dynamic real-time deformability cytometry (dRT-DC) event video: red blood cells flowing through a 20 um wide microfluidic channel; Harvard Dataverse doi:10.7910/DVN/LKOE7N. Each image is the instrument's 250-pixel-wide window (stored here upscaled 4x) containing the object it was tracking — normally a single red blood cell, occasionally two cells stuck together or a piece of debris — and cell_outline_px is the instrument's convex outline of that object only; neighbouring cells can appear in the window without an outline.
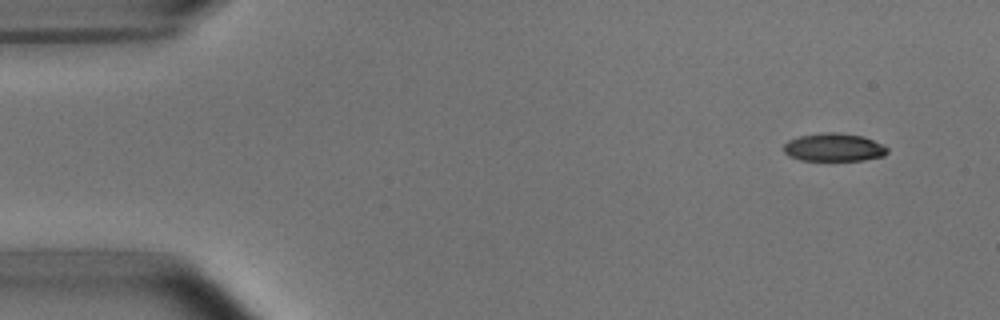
{"species": "common noctule bat (a hibernating species)", "species_latin": "Nyctalus noctula", "temperature_condition": "room temperature", "stored_images_in_passage": 5, "camera_frame_rate_fps": 3000, "um_per_image_px": 0.085, "animal": {"sex": "male", "body_mass_g": 15.6}, "frame": {"image": 1, "passage_image": 1, "time_ms": 0.0, "image_size_px": [1000, 320], "cell_outline_px": [[888, 152], [884, 156], [864, 160], [800, 160], [788, 156], [784, 152], [784, 144], [788, 140], [800, 136], [820, 132], [840, 132], [864, 136], [884, 144], [888, 148]], "centroid_in_image_um": [70.9, 12.51], "position_along_channel_um": 14.1, "area_um2": 17.22}}
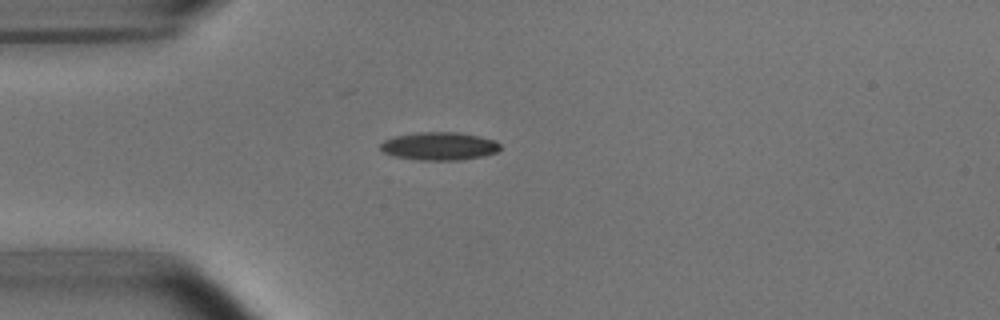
{"frame": {"image": 2, "passage_image": 4, "time_ms": 3.333, "image_size_px": [1000, 320], "cell_outline_px": [[500, 148], [496, 152], [484, 156], [460, 160], [420, 160], [396, 156], [384, 152], [380, 148], [380, 144], [384, 140], [392, 136], [416, 132], [460, 132], [480, 136], [496, 140], [500, 144]], "centroid_in_image_um": [37.35, 12.41], "position_along_channel_um": 47.6, "area_um2": 19.71}}